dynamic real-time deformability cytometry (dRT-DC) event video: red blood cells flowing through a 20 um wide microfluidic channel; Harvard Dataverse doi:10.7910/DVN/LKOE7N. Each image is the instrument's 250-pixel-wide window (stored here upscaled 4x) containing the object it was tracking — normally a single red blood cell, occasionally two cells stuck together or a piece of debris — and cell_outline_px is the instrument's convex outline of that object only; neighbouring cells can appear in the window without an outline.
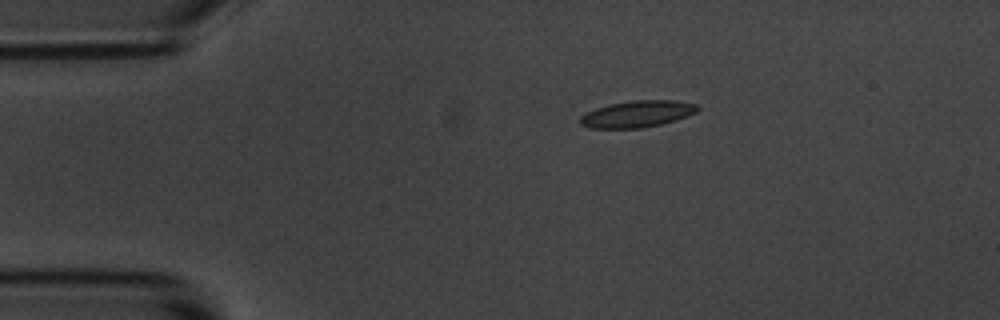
{"species": "common noctule bat (a hibernating species)", "species_latin": "Nyctalus noctula", "temperature_condition": "room temperature", "stored_images_in_passage": 46, "camera_frame_rate_fps": 3000, "um_per_image_px": 0.085, "animal": {"sex": "male", "body_mass_g": 20.1, "forearm_length_mm": 53.5}, "frame": {"image": 1, "passage_image": 1, "time_ms": 0.0, "image_size_px": [1000, 320], "cell_outline_px": [[700, 108], [696, 112], [676, 120], [660, 124], [640, 128], [588, 128], [580, 124], [576, 120], [580, 116], [596, 108], [608, 104], [632, 100], [676, 100], [696, 104]], "centroid_in_image_um": [54.13, 9.68], "position_along_channel_um": 30.9, "area_um2": 18.32}}
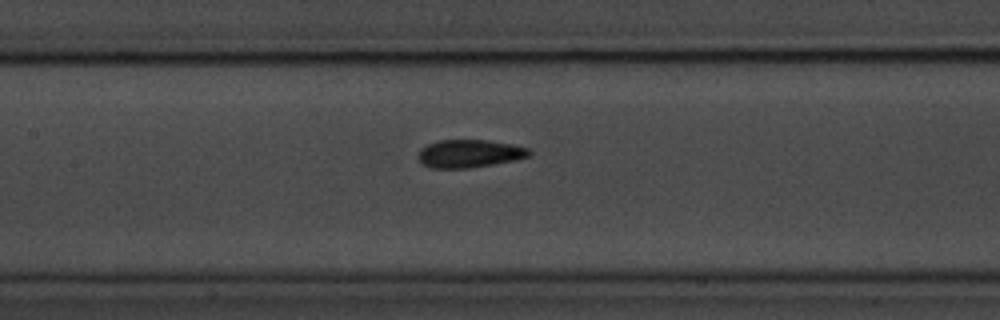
{"frame": {"image": 2, "passage_image": 16, "time_ms": 5.0, "image_size_px": [1000, 320], "cell_outline_px": [[532, 152], [528, 156], [512, 160], [492, 164], [468, 168], [432, 168], [420, 164], [416, 156], [420, 148], [428, 144], [440, 140], [488, 140], [512, 144], [528, 148]], "centroid_in_image_um": [39.83, 13.05], "position_along_channel_um": 167.6, "area_um2": 18.09}}
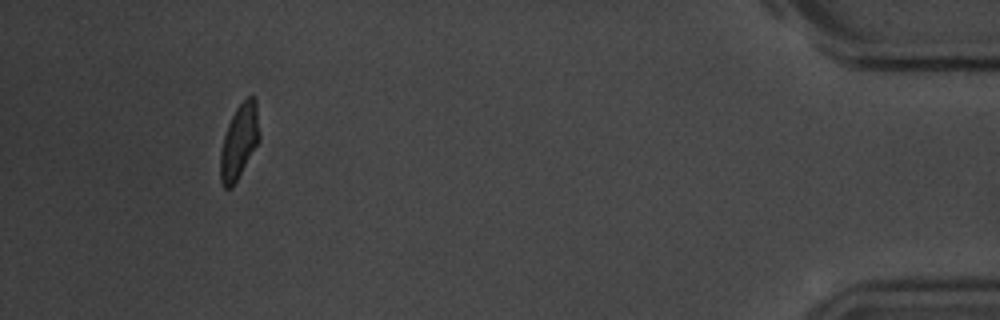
{"frame": {"image": 3, "passage_image": 42, "time_ms": 13.667, "image_size_px": [1000, 320], "cell_outline_px": [[260, 140], [232, 188], [224, 188], [220, 180], [220, 152], [224, 136], [228, 124], [236, 108], [248, 96], [252, 96], [256, 100], [260, 136]], "centroid_in_image_um": [20.33, 12.04], "position_along_channel_um": 414.9, "area_um2": 16.88}, "authors_computed_cell_mechanics": {"area_um2": 17.8024, "velocity_mm_per_s": 3.633, "shape_relaxation_time_tau1_ms": 3.7492, "shape_relaxation_time_tau2_ms": 2.4695, "deformation_change_tau1": 0.1364, "deformation_change_tau2": 0.0757}}